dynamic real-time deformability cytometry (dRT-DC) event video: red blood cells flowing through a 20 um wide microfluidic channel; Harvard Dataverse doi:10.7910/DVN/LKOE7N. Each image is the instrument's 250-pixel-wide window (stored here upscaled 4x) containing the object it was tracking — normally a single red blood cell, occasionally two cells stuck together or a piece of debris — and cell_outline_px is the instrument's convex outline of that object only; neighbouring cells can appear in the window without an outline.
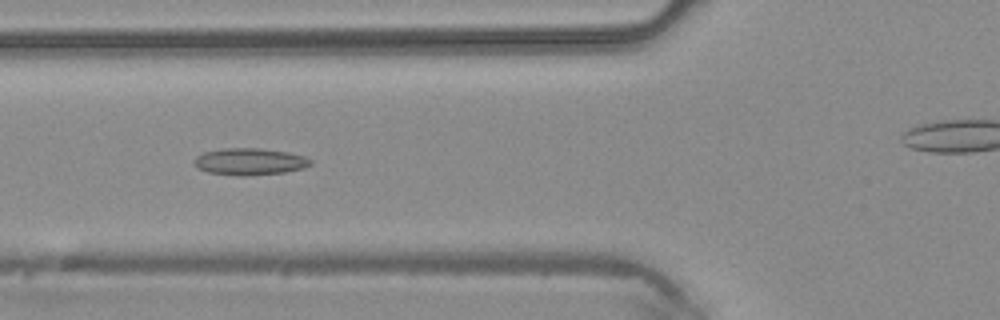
{"species": "common noctule bat (a hibernating species)", "species_latin": "Nyctalus noctula", "temperature_condition": "warm", "stored_images_in_passage": 4, "camera_frame_rate_fps": 3000, "um_per_image_px": 0.085, "animal": {"sex": "male", "body_mass_g": 20.4}, "frame": {"image": 1, "passage_image": 4, "time_ms": 1.0, "image_size_px": [1000, 320], "cell_outline_px": [[312, 164], [304, 168], [284, 172], [248, 176], [236, 176], [208, 172], [196, 168], [196, 156], [204, 152], [224, 148], [260, 148], [288, 152], [304, 156], [312, 160]], "centroid_in_image_um": [21.25, 13.74], "position_along_channel_um": 104.6, "area_um2": 18.26}}